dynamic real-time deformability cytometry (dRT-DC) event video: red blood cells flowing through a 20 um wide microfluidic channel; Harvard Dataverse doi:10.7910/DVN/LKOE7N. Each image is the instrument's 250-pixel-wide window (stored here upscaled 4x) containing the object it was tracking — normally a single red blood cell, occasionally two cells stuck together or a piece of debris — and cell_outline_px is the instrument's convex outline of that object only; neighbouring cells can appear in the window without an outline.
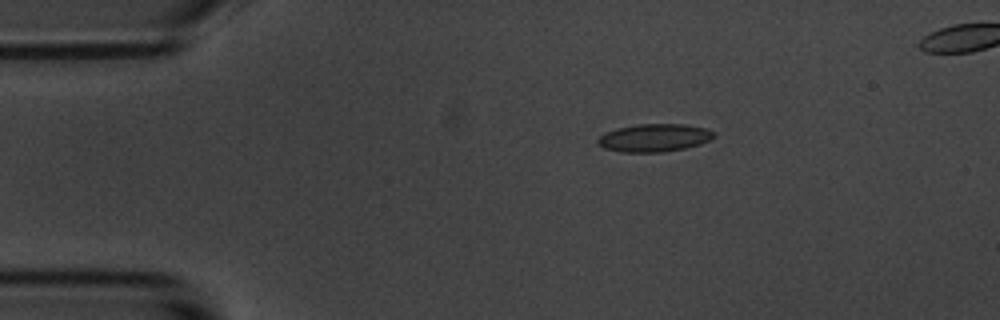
{"species": "common noctule bat (a hibernating species)", "species_latin": "Nyctalus noctula", "temperature_condition": "room temperature", "stored_images_in_passage": 46, "camera_frame_rate_fps": 3000, "um_per_image_px": 0.085, "animal": {"sex": "male", "body_mass_g": 20.1, "forearm_length_mm": 53.5}, "frame": {"image": 1, "passage_image": 2, "time_ms": 0.333, "image_size_px": [1000, 320], "cell_outline_px": [[716, 136], [712, 140], [700, 144], [684, 148], [664, 152], [620, 152], [604, 148], [596, 144], [596, 140], [604, 132], [616, 128], [636, 124], [684, 124], [704, 128], [712, 132]], "centroid_in_image_um": [55.57, 11.71], "position_along_channel_um": 29.4, "area_um2": 19.02}}
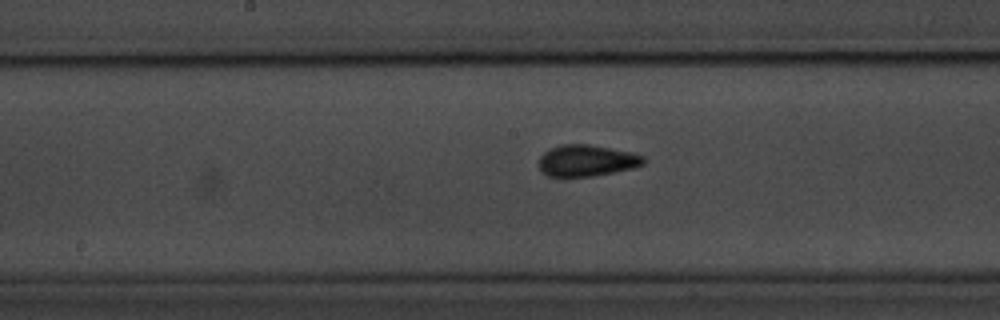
{"frame": {"image": 2, "passage_image": 20, "time_ms": 6.333, "image_size_px": [1000, 320], "cell_outline_px": [[644, 164], [636, 168], [592, 176], [548, 176], [540, 172], [540, 156], [544, 152], [560, 144], [588, 144], [632, 152], [644, 156]], "centroid_in_image_um": [49.89, 13.65], "position_along_channel_um": 198.3, "area_um2": 19.19}}
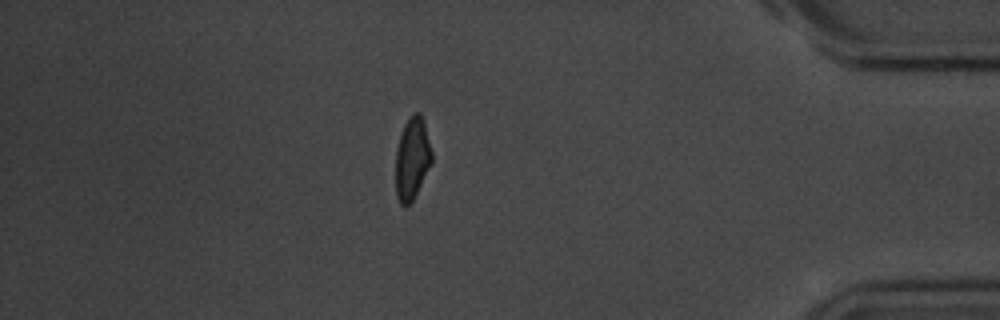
{"frame": {"image": 3, "passage_image": 40, "time_ms": 13.0, "image_size_px": [1000, 320], "cell_outline_px": [[432, 164], [412, 200], [404, 208], [400, 204], [396, 196], [396, 148], [404, 124], [412, 112], [420, 112], [424, 120], [432, 152]], "centroid_in_image_um": [35.03, 13.45], "position_along_channel_um": 400.2, "area_um2": 17.46}, "authors_computed_cell_mechanics": {"area_um2": 18.0336, "velocity_mm_per_s": 3.617, "shape_relaxation_time_tau1_ms": 2.8118, "shape_relaxation_time_tau2_ms": 1.7592, "deformation_change_tau1": 0.1168, "deformation_change_tau2": 0.0704}}